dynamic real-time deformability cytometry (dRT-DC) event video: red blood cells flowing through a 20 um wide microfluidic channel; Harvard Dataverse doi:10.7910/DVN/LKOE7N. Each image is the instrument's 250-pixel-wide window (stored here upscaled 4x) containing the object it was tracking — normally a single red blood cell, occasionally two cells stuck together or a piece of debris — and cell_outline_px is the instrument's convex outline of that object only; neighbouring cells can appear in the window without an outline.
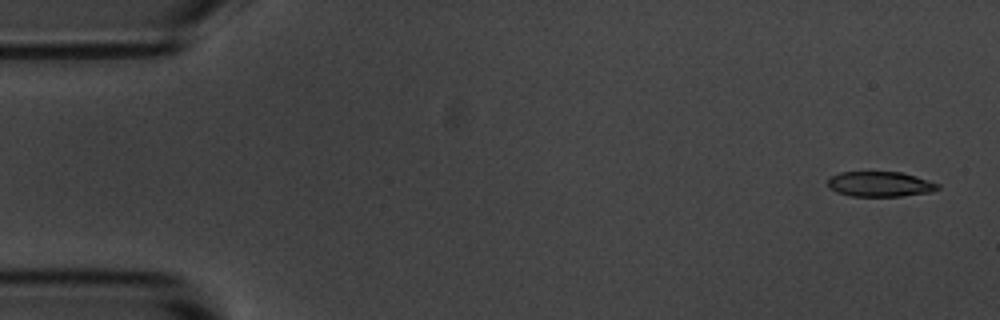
{"species": "common noctule bat (a hibernating species)", "species_latin": "Nyctalus noctula", "temperature_condition": "room temperature", "stored_images_in_passage": 4, "camera_frame_rate_fps": 3000, "um_per_image_px": 0.085, "animal": {"sex": "male", "body_mass_g": 20.1, "forearm_length_mm": 53.5}, "frame": {"image": 1, "passage_image": 1, "time_ms": 0.0, "image_size_px": [1000, 320], "cell_outline_px": [[940, 188], [928, 192], [900, 196], [852, 196], [836, 192], [828, 188], [828, 180], [832, 176], [840, 172], [900, 172], [916, 176], [940, 184]], "centroid_in_image_um": [74.78, 15.65], "position_along_channel_um": 10.2, "area_um2": 16.01}}
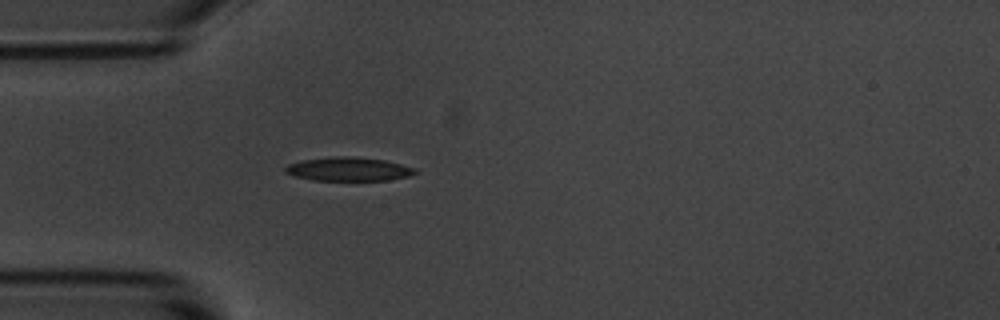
{"frame": {"image": 2, "passage_image": 4, "time_ms": 4.333, "image_size_px": [1000, 320], "cell_outline_px": [[416, 172], [408, 176], [388, 180], [312, 180], [292, 176], [284, 172], [284, 168], [288, 164], [300, 160], [332, 156], [352, 156], [384, 160], [400, 164], [412, 168]], "centroid_in_image_um": [29.52, 14.37], "position_along_channel_um": 55.5, "area_um2": 17.92}}